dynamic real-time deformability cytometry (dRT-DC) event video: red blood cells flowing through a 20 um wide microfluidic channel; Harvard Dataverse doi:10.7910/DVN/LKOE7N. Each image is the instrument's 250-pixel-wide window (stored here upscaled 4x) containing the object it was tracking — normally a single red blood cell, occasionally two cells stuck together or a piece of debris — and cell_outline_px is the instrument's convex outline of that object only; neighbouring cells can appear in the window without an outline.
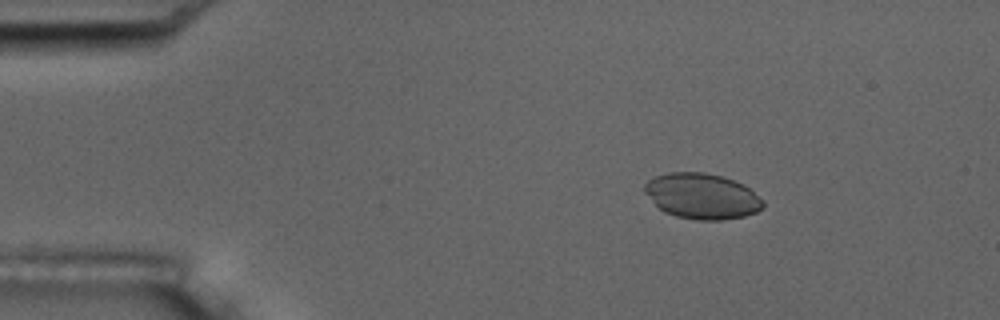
{"species": "common noctule bat (a hibernating species)", "species_latin": "Nyctalus noctula", "temperature_condition": "room temperature", "stored_images_in_passage": 5, "segment_of_instrument_passage": [1, 2], "camera_frame_rate_fps": 3000, "um_per_image_px": 0.085, "animal": {"sex": "male", "body_mass_g": 17.5, "forearm_length_mm": 52.3}, "frame": {"image": 1, "passage_image": 2, "time_ms": 1.333, "image_size_px": [1000, 320], "cell_outline_px": [[764, 208], [756, 212], [744, 216], [720, 220], [696, 220], [676, 216], [664, 212], [644, 192], [644, 184], [648, 180], [656, 176], [668, 172], [704, 172], [720, 176], [744, 184], [764, 200]], "centroid_in_image_um": [59.68, 16.67], "position_along_channel_um": 25.3, "area_um2": 31.44}}